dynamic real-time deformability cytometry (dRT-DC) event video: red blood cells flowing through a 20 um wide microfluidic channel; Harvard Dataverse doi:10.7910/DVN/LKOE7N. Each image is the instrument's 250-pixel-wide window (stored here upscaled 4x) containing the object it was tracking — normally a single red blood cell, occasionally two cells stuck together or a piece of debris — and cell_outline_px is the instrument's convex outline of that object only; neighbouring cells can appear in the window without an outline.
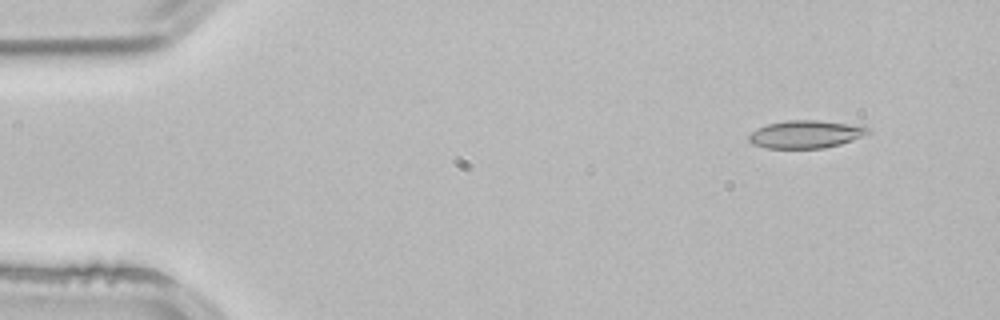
{"species": "common noctule bat (a hibernating species)", "species_latin": "Nyctalus noctula", "temperature_condition": "room temperature", "stored_images_in_passage": 3, "camera_frame_rate_fps": 3000, "um_per_image_px": 0.085, "animal": {"sex": "male", "body_mass_g": 21.5, "forearm_length_mm": 52.0}, "frame": {"image": 1, "passage_image": 1, "time_ms": 0.0, "image_size_px": [1000, 320], "cell_outline_px": [[872, 132], [852, 140], [840, 144], [824, 148], [764, 148], [752, 144], [748, 140], [748, 136], [756, 128], [768, 124], [784, 120], [820, 120], [864, 124], [872, 128]], "centroid_in_image_um": [68.56, 11.39], "position_along_channel_um": 16.4, "area_um2": 19.83}}
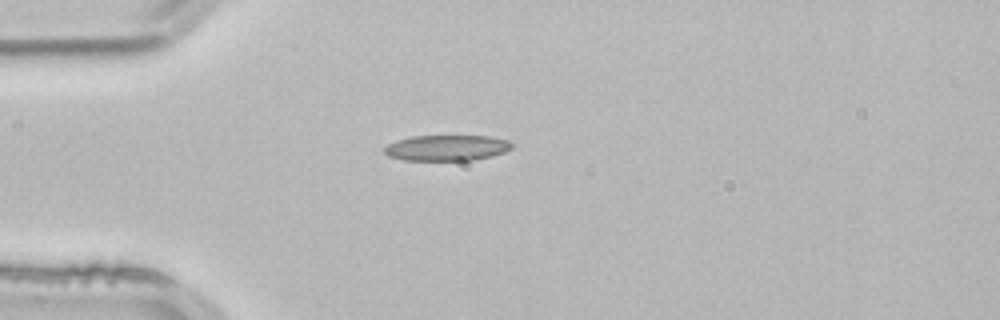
{"frame": {"image": 2, "passage_image": 3, "time_ms": 0.667, "image_size_px": [1000, 320], "cell_outline_px": [[512, 148], [504, 152], [492, 156], [472, 160], [404, 160], [388, 156], [384, 152], [384, 148], [388, 144], [396, 140], [412, 136], [488, 136], [508, 140], [512, 144]], "centroid_in_image_um": [37.96, 12.56], "position_along_channel_um": 47.0, "area_um2": 19.07}}